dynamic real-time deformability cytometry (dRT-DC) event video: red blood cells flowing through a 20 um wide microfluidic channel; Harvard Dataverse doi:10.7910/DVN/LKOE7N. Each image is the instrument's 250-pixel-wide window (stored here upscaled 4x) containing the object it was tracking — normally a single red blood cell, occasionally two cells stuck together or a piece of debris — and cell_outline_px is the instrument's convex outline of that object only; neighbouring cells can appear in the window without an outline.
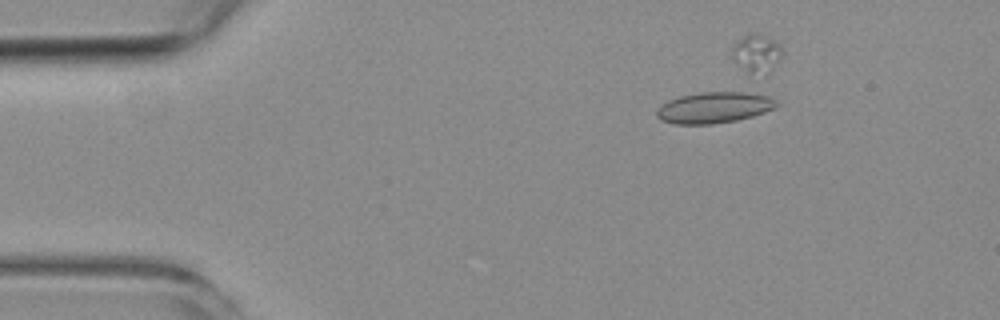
{"species": "common noctule bat (a hibernating species)", "species_latin": "Nyctalus noctula", "temperature_condition": "room temperature", "stored_images_in_passage": 4, "camera_frame_rate_fps": 3000, "um_per_image_px": 0.085, "animal": {"sex": "female", "body_mass_g": 19.3, "forearm_length_mm": 54.1}, "frame": {"image": 1, "passage_image": 4, "time_ms": 5.0, "image_size_px": [1000, 320], "cell_outline_px": [[780, 104], [764, 112], [752, 116], [736, 120], [712, 124], [676, 124], [660, 120], [656, 116], [656, 108], [668, 100], [680, 96], [700, 92], [740, 92], [772, 96]], "centroid_in_image_um": [60.67, 9.14], "position_along_channel_um": 24.3, "area_um2": 21.73}}